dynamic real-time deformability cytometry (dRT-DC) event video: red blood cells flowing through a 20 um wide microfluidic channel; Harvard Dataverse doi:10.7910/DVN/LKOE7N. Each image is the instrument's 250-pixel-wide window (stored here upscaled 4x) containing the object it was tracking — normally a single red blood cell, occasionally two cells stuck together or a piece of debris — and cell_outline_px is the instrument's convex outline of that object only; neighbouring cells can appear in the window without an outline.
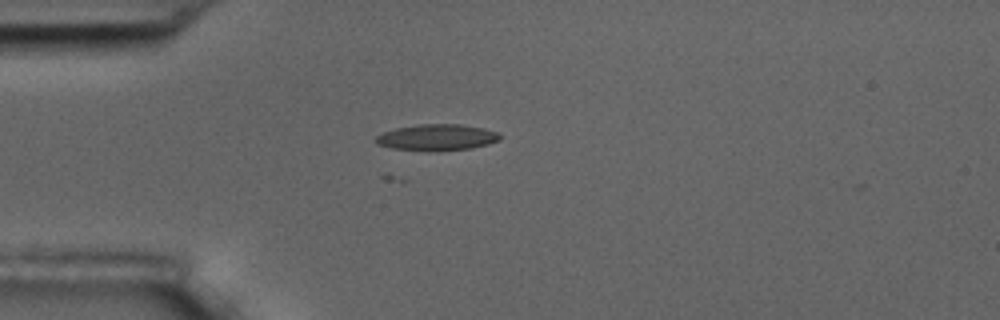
{"species": "common noctule bat (a hibernating species)", "species_latin": "Nyctalus noctula", "temperature_condition": "room temperature", "stored_images_in_passage": 44, "camera_frame_rate_fps": 3000, "um_per_image_px": 0.085, "animal": {"sex": "male", "body_mass_g": 17.5, "forearm_length_mm": 52.3}, "frame": {"image": 1, "passage_image": 2, "time_ms": 0.333, "image_size_px": [1000, 320], "cell_outline_px": [[500, 140], [488, 144], [468, 148], [428, 152], [392, 148], [376, 144], [376, 136], [384, 132], [396, 128], [420, 124], [460, 124], [484, 128], [496, 132], [500, 136]], "centroid_in_image_um": [37.12, 11.68], "position_along_channel_um": 47.9, "area_um2": 18.96}}
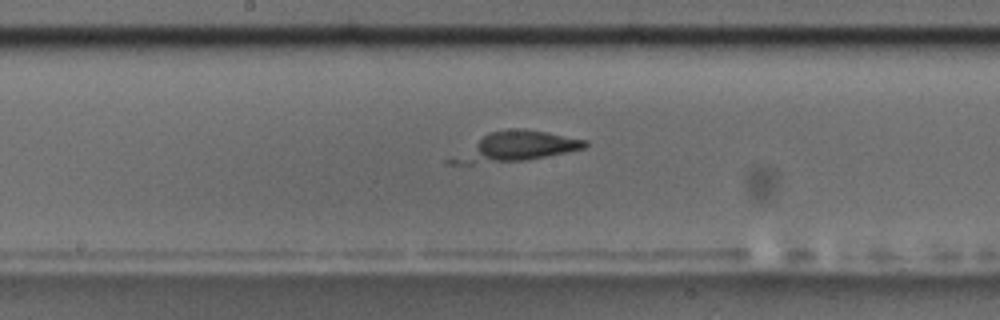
{"frame": {"image": 2, "passage_image": 16, "time_ms": 5.0, "image_size_px": [1000, 320], "cell_outline_px": [[588, 144], [584, 148], [568, 152], [528, 160], [472, 164], [444, 164], [444, 160], [488, 132], [512, 128], [524, 128], [588, 140]], "centroid_in_image_um": [43.77, 12.48], "position_along_channel_um": 204.4, "area_um2": 23.35}}
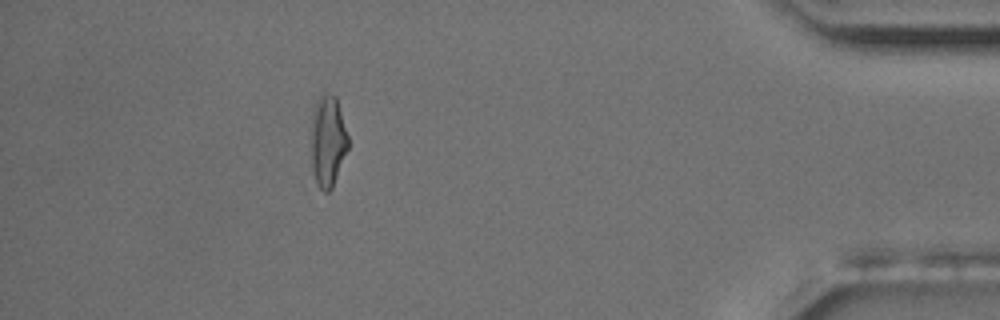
{"frame": {"image": 3, "passage_image": 37, "time_ms": 12.0, "image_size_px": [1000, 320], "cell_outline_px": [[348, 148], [332, 188], [328, 192], [324, 192], [320, 188], [316, 180], [312, 168], [312, 108], [320, 92], [324, 92], [336, 96], [348, 136]], "centroid_in_image_um": [27.86, 11.93], "position_along_channel_um": 407.3, "area_um2": 19.65}}